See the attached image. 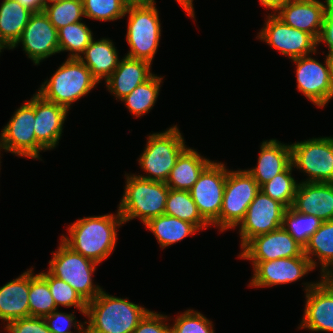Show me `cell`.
<instances>
[{
	"instance_id": "obj_34",
	"label": "cell",
	"mask_w": 333,
	"mask_h": 333,
	"mask_svg": "<svg viewBox=\"0 0 333 333\" xmlns=\"http://www.w3.org/2000/svg\"><path fill=\"white\" fill-rule=\"evenodd\" d=\"M322 220L317 216L296 212L291 207L286 209L282 227L303 247L321 226Z\"/></svg>"
},
{
	"instance_id": "obj_14",
	"label": "cell",
	"mask_w": 333,
	"mask_h": 333,
	"mask_svg": "<svg viewBox=\"0 0 333 333\" xmlns=\"http://www.w3.org/2000/svg\"><path fill=\"white\" fill-rule=\"evenodd\" d=\"M296 63L297 89L319 108L324 107L333 98L330 81L329 55L324 64L310 55L292 59Z\"/></svg>"
},
{
	"instance_id": "obj_29",
	"label": "cell",
	"mask_w": 333,
	"mask_h": 333,
	"mask_svg": "<svg viewBox=\"0 0 333 333\" xmlns=\"http://www.w3.org/2000/svg\"><path fill=\"white\" fill-rule=\"evenodd\" d=\"M304 254L315 269L316 259L321 265V273L333 263V219L322 222L304 247Z\"/></svg>"
},
{
	"instance_id": "obj_17",
	"label": "cell",
	"mask_w": 333,
	"mask_h": 333,
	"mask_svg": "<svg viewBox=\"0 0 333 333\" xmlns=\"http://www.w3.org/2000/svg\"><path fill=\"white\" fill-rule=\"evenodd\" d=\"M242 249L238 256L249 261H272L304 253V247L283 227L252 238Z\"/></svg>"
},
{
	"instance_id": "obj_7",
	"label": "cell",
	"mask_w": 333,
	"mask_h": 333,
	"mask_svg": "<svg viewBox=\"0 0 333 333\" xmlns=\"http://www.w3.org/2000/svg\"><path fill=\"white\" fill-rule=\"evenodd\" d=\"M49 261L48 273L67 282L88 303L103 289L93 284L97 263L73 251L62 240Z\"/></svg>"
},
{
	"instance_id": "obj_46",
	"label": "cell",
	"mask_w": 333,
	"mask_h": 333,
	"mask_svg": "<svg viewBox=\"0 0 333 333\" xmlns=\"http://www.w3.org/2000/svg\"><path fill=\"white\" fill-rule=\"evenodd\" d=\"M329 267L321 273V280L327 286L333 288V263Z\"/></svg>"
},
{
	"instance_id": "obj_41",
	"label": "cell",
	"mask_w": 333,
	"mask_h": 333,
	"mask_svg": "<svg viewBox=\"0 0 333 333\" xmlns=\"http://www.w3.org/2000/svg\"><path fill=\"white\" fill-rule=\"evenodd\" d=\"M7 333H51L43 317L28 316L5 324Z\"/></svg>"
},
{
	"instance_id": "obj_12",
	"label": "cell",
	"mask_w": 333,
	"mask_h": 333,
	"mask_svg": "<svg viewBox=\"0 0 333 333\" xmlns=\"http://www.w3.org/2000/svg\"><path fill=\"white\" fill-rule=\"evenodd\" d=\"M257 37L291 60L311 53L315 55L318 46L311 34L288 26L273 12L267 16Z\"/></svg>"
},
{
	"instance_id": "obj_36",
	"label": "cell",
	"mask_w": 333,
	"mask_h": 333,
	"mask_svg": "<svg viewBox=\"0 0 333 333\" xmlns=\"http://www.w3.org/2000/svg\"><path fill=\"white\" fill-rule=\"evenodd\" d=\"M44 13L58 30L69 24L82 21L84 17L82 0H62L46 5Z\"/></svg>"
},
{
	"instance_id": "obj_49",
	"label": "cell",
	"mask_w": 333,
	"mask_h": 333,
	"mask_svg": "<svg viewBox=\"0 0 333 333\" xmlns=\"http://www.w3.org/2000/svg\"><path fill=\"white\" fill-rule=\"evenodd\" d=\"M329 66H330V81L333 91V55H329Z\"/></svg>"
},
{
	"instance_id": "obj_26",
	"label": "cell",
	"mask_w": 333,
	"mask_h": 333,
	"mask_svg": "<svg viewBox=\"0 0 333 333\" xmlns=\"http://www.w3.org/2000/svg\"><path fill=\"white\" fill-rule=\"evenodd\" d=\"M211 162L212 160L187 147L178 157L165 183L170 189L189 191Z\"/></svg>"
},
{
	"instance_id": "obj_24",
	"label": "cell",
	"mask_w": 333,
	"mask_h": 333,
	"mask_svg": "<svg viewBox=\"0 0 333 333\" xmlns=\"http://www.w3.org/2000/svg\"><path fill=\"white\" fill-rule=\"evenodd\" d=\"M29 269L0 287V319L10 322L30 316Z\"/></svg>"
},
{
	"instance_id": "obj_39",
	"label": "cell",
	"mask_w": 333,
	"mask_h": 333,
	"mask_svg": "<svg viewBox=\"0 0 333 333\" xmlns=\"http://www.w3.org/2000/svg\"><path fill=\"white\" fill-rule=\"evenodd\" d=\"M170 333H215L212 321L198 311L186 310L177 316Z\"/></svg>"
},
{
	"instance_id": "obj_40",
	"label": "cell",
	"mask_w": 333,
	"mask_h": 333,
	"mask_svg": "<svg viewBox=\"0 0 333 333\" xmlns=\"http://www.w3.org/2000/svg\"><path fill=\"white\" fill-rule=\"evenodd\" d=\"M43 319L51 333H73L70 330L72 326L78 329L75 330L78 331L77 333H85L83 323L76 321L73 313L59 312L56 309L51 314L44 316Z\"/></svg>"
},
{
	"instance_id": "obj_21",
	"label": "cell",
	"mask_w": 333,
	"mask_h": 333,
	"mask_svg": "<svg viewBox=\"0 0 333 333\" xmlns=\"http://www.w3.org/2000/svg\"><path fill=\"white\" fill-rule=\"evenodd\" d=\"M296 212L317 216L320 220L333 219V183L301 182L291 207Z\"/></svg>"
},
{
	"instance_id": "obj_19",
	"label": "cell",
	"mask_w": 333,
	"mask_h": 333,
	"mask_svg": "<svg viewBox=\"0 0 333 333\" xmlns=\"http://www.w3.org/2000/svg\"><path fill=\"white\" fill-rule=\"evenodd\" d=\"M287 0L275 13L288 26L311 34L317 41L331 2L325 0Z\"/></svg>"
},
{
	"instance_id": "obj_35",
	"label": "cell",
	"mask_w": 333,
	"mask_h": 333,
	"mask_svg": "<svg viewBox=\"0 0 333 333\" xmlns=\"http://www.w3.org/2000/svg\"><path fill=\"white\" fill-rule=\"evenodd\" d=\"M292 170L293 164L291 163L283 172L260 187L261 191L283 204L287 209L292 207L299 184L292 176Z\"/></svg>"
},
{
	"instance_id": "obj_10",
	"label": "cell",
	"mask_w": 333,
	"mask_h": 333,
	"mask_svg": "<svg viewBox=\"0 0 333 333\" xmlns=\"http://www.w3.org/2000/svg\"><path fill=\"white\" fill-rule=\"evenodd\" d=\"M259 191V184L245 169L228 170L220 212V232L239 225Z\"/></svg>"
},
{
	"instance_id": "obj_51",
	"label": "cell",
	"mask_w": 333,
	"mask_h": 333,
	"mask_svg": "<svg viewBox=\"0 0 333 333\" xmlns=\"http://www.w3.org/2000/svg\"><path fill=\"white\" fill-rule=\"evenodd\" d=\"M43 1H44L45 6H46V5H49V4H52V3L60 2L62 0H43Z\"/></svg>"
},
{
	"instance_id": "obj_15",
	"label": "cell",
	"mask_w": 333,
	"mask_h": 333,
	"mask_svg": "<svg viewBox=\"0 0 333 333\" xmlns=\"http://www.w3.org/2000/svg\"><path fill=\"white\" fill-rule=\"evenodd\" d=\"M251 262L254 274L248 286L256 288L293 283L314 269L304 253L298 257Z\"/></svg>"
},
{
	"instance_id": "obj_16",
	"label": "cell",
	"mask_w": 333,
	"mask_h": 333,
	"mask_svg": "<svg viewBox=\"0 0 333 333\" xmlns=\"http://www.w3.org/2000/svg\"><path fill=\"white\" fill-rule=\"evenodd\" d=\"M22 44L23 51L35 65L49 56L59 53L58 32L43 12L33 13L20 38L11 48Z\"/></svg>"
},
{
	"instance_id": "obj_52",
	"label": "cell",
	"mask_w": 333,
	"mask_h": 333,
	"mask_svg": "<svg viewBox=\"0 0 333 333\" xmlns=\"http://www.w3.org/2000/svg\"><path fill=\"white\" fill-rule=\"evenodd\" d=\"M3 49H5V47L0 43V53L2 52Z\"/></svg>"
},
{
	"instance_id": "obj_22",
	"label": "cell",
	"mask_w": 333,
	"mask_h": 333,
	"mask_svg": "<svg viewBox=\"0 0 333 333\" xmlns=\"http://www.w3.org/2000/svg\"><path fill=\"white\" fill-rule=\"evenodd\" d=\"M150 70L149 62L124 56L105 81L106 87L116 97V100H121L154 75Z\"/></svg>"
},
{
	"instance_id": "obj_37",
	"label": "cell",
	"mask_w": 333,
	"mask_h": 333,
	"mask_svg": "<svg viewBox=\"0 0 333 333\" xmlns=\"http://www.w3.org/2000/svg\"><path fill=\"white\" fill-rule=\"evenodd\" d=\"M47 282L56 307H75L85 315L87 302L67 282L50 275L48 272L39 273Z\"/></svg>"
},
{
	"instance_id": "obj_28",
	"label": "cell",
	"mask_w": 333,
	"mask_h": 333,
	"mask_svg": "<svg viewBox=\"0 0 333 333\" xmlns=\"http://www.w3.org/2000/svg\"><path fill=\"white\" fill-rule=\"evenodd\" d=\"M144 225L163 249L200 231L194 224L166 214L152 218Z\"/></svg>"
},
{
	"instance_id": "obj_8",
	"label": "cell",
	"mask_w": 333,
	"mask_h": 333,
	"mask_svg": "<svg viewBox=\"0 0 333 333\" xmlns=\"http://www.w3.org/2000/svg\"><path fill=\"white\" fill-rule=\"evenodd\" d=\"M34 95L22 104L4 126L0 134V151L5 150L16 156L41 159L39 152L46 149L36 140Z\"/></svg>"
},
{
	"instance_id": "obj_38",
	"label": "cell",
	"mask_w": 333,
	"mask_h": 333,
	"mask_svg": "<svg viewBox=\"0 0 333 333\" xmlns=\"http://www.w3.org/2000/svg\"><path fill=\"white\" fill-rule=\"evenodd\" d=\"M84 17L114 21L125 17L127 7L120 0H82Z\"/></svg>"
},
{
	"instance_id": "obj_13",
	"label": "cell",
	"mask_w": 333,
	"mask_h": 333,
	"mask_svg": "<svg viewBox=\"0 0 333 333\" xmlns=\"http://www.w3.org/2000/svg\"><path fill=\"white\" fill-rule=\"evenodd\" d=\"M286 207L259 191L239 223L241 249L254 237L282 227Z\"/></svg>"
},
{
	"instance_id": "obj_47",
	"label": "cell",
	"mask_w": 333,
	"mask_h": 333,
	"mask_svg": "<svg viewBox=\"0 0 333 333\" xmlns=\"http://www.w3.org/2000/svg\"><path fill=\"white\" fill-rule=\"evenodd\" d=\"M127 8L145 6L156 2L155 0H120Z\"/></svg>"
},
{
	"instance_id": "obj_18",
	"label": "cell",
	"mask_w": 333,
	"mask_h": 333,
	"mask_svg": "<svg viewBox=\"0 0 333 333\" xmlns=\"http://www.w3.org/2000/svg\"><path fill=\"white\" fill-rule=\"evenodd\" d=\"M304 285L306 304L299 329L333 332V288L322 280Z\"/></svg>"
},
{
	"instance_id": "obj_4",
	"label": "cell",
	"mask_w": 333,
	"mask_h": 333,
	"mask_svg": "<svg viewBox=\"0 0 333 333\" xmlns=\"http://www.w3.org/2000/svg\"><path fill=\"white\" fill-rule=\"evenodd\" d=\"M97 84L98 81L79 59L67 58L37 93L45 100L70 110L73 102L87 95Z\"/></svg>"
},
{
	"instance_id": "obj_32",
	"label": "cell",
	"mask_w": 333,
	"mask_h": 333,
	"mask_svg": "<svg viewBox=\"0 0 333 333\" xmlns=\"http://www.w3.org/2000/svg\"><path fill=\"white\" fill-rule=\"evenodd\" d=\"M57 32L59 53L70 52L67 58L79 59L94 38L91 29L81 21L62 27Z\"/></svg>"
},
{
	"instance_id": "obj_33",
	"label": "cell",
	"mask_w": 333,
	"mask_h": 333,
	"mask_svg": "<svg viewBox=\"0 0 333 333\" xmlns=\"http://www.w3.org/2000/svg\"><path fill=\"white\" fill-rule=\"evenodd\" d=\"M29 269V309L30 316L44 317L58 309L50 292L48 282L38 273Z\"/></svg>"
},
{
	"instance_id": "obj_9",
	"label": "cell",
	"mask_w": 333,
	"mask_h": 333,
	"mask_svg": "<svg viewBox=\"0 0 333 333\" xmlns=\"http://www.w3.org/2000/svg\"><path fill=\"white\" fill-rule=\"evenodd\" d=\"M291 145L293 167L309 176L302 182L333 183V137H318Z\"/></svg>"
},
{
	"instance_id": "obj_44",
	"label": "cell",
	"mask_w": 333,
	"mask_h": 333,
	"mask_svg": "<svg viewBox=\"0 0 333 333\" xmlns=\"http://www.w3.org/2000/svg\"><path fill=\"white\" fill-rule=\"evenodd\" d=\"M22 6L26 7L33 13L44 11L45 4L43 0H17Z\"/></svg>"
},
{
	"instance_id": "obj_42",
	"label": "cell",
	"mask_w": 333,
	"mask_h": 333,
	"mask_svg": "<svg viewBox=\"0 0 333 333\" xmlns=\"http://www.w3.org/2000/svg\"><path fill=\"white\" fill-rule=\"evenodd\" d=\"M167 319H170L167 315L149 310L133 333H170V326L165 323Z\"/></svg>"
},
{
	"instance_id": "obj_20",
	"label": "cell",
	"mask_w": 333,
	"mask_h": 333,
	"mask_svg": "<svg viewBox=\"0 0 333 333\" xmlns=\"http://www.w3.org/2000/svg\"><path fill=\"white\" fill-rule=\"evenodd\" d=\"M68 109L34 94V115L36 140L46 149L56 148L63 132Z\"/></svg>"
},
{
	"instance_id": "obj_23",
	"label": "cell",
	"mask_w": 333,
	"mask_h": 333,
	"mask_svg": "<svg viewBox=\"0 0 333 333\" xmlns=\"http://www.w3.org/2000/svg\"><path fill=\"white\" fill-rule=\"evenodd\" d=\"M257 166L246 171L261 187L273 177L283 172L291 163V145L277 139L263 141L260 145Z\"/></svg>"
},
{
	"instance_id": "obj_45",
	"label": "cell",
	"mask_w": 333,
	"mask_h": 333,
	"mask_svg": "<svg viewBox=\"0 0 333 333\" xmlns=\"http://www.w3.org/2000/svg\"><path fill=\"white\" fill-rule=\"evenodd\" d=\"M259 1L263 7L272 9L275 14L287 0H259Z\"/></svg>"
},
{
	"instance_id": "obj_6",
	"label": "cell",
	"mask_w": 333,
	"mask_h": 333,
	"mask_svg": "<svg viewBox=\"0 0 333 333\" xmlns=\"http://www.w3.org/2000/svg\"><path fill=\"white\" fill-rule=\"evenodd\" d=\"M156 2L137 7H128L126 41L130 47L126 57L144 60L152 64L161 38V23Z\"/></svg>"
},
{
	"instance_id": "obj_50",
	"label": "cell",
	"mask_w": 333,
	"mask_h": 333,
	"mask_svg": "<svg viewBox=\"0 0 333 333\" xmlns=\"http://www.w3.org/2000/svg\"><path fill=\"white\" fill-rule=\"evenodd\" d=\"M189 16L192 17V18H195L193 0H189Z\"/></svg>"
},
{
	"instance_id": "obj_48",
	"label": "cell",
	"mask_w": 333,
	"mask_h": 333,
	"mask_svg": "<svg viewBox=\"0 0 333 333\" xmlns=\"http://www.w3.org/2000/svg\"><path fill=\"white\" fill-rule=\"evenodd\" d=\"M181 7L186 11L187 15H189V0H176Z\"/></svg>"
},
{
	"instance_id": "obj_27",
	"label": "cell",
	"mask_w": 333,
	"mask_h": 333,
	"mask_svg": "<svg viewBox=\"0 0 333 333\" xmlns=\"http://www.w3.org/2000/svg\"><path fill=\"white\" fill-rule=\"evenodd\" d=\"M32 14L17 0H3L0 5V43L6 49L10 50L16 44Z\"/></svg>"
},
{
	"instance_id": "obj_31",
	"label": "cell",
	"mask_w": 333,
	"mask_h": 333,
	"mask_svg": "<svg viewBox=\"0 0 333 333\" xmlns=\"http://www.w3.org/2000/svg\"><path fill=\"white\" fill-rule=\"evenodd\" d=\"M163 77L153 75L146 82L138 85L129 95H126L120 101L136 117H140L150 112L159 96L161 82Z\"/></svg>"
},
{
	"instance_id": "obj_1",
	"label": "cell",
	"mask_w": 333,
	"mask_h": 333,
	"mask_svg": "<svg viewBox=\"0 0 333 333\" xmlns=\"http://www.w3.org/2000/svg\"><path fill=\"white\" fill-rule=\"evenodd\" d=\"M124 224L117 214H105L78 219L68 228V236L61 240L76 253L81 254L97 264L109 257L115 249L117 228Z\"/></svg>"
},
{
	"instance_id": "obj_2",
	"label": "cell",
	"mask_w": 333,
	"mask_h": 333,
	"mask_svg": "<svg viewBox=\"0 0 333 333\" xmlns=\"http://www.w3.org/2000/svg\"><path fill=\"white\" fill-rule=\"evenodd\" d=\"M149 310L102 290L87 303L85 333H133Z\"/></svg>"
},
{
	"instance_id": "obj_25",
	"label": "cell",
	"mask_w": 333,
	"mask_h": 333,
	"mask_svg": "<svg viewBox=\"0 0 333 333\" xmlns=\"http://www.w3.org/2000/svg\"><path fill=\"white\" fill-rule=\"evenodd\" d=\"M116 48L113 41L108 38L96 41L93 38L79 57L98 83L103 79L106 81L117 68L120 58Z\"/></svg>"
},
{
	"instance_id": "obj_5",
	"label": "cell",
	"mask_w": 333,
	"mask_h": 333,
	"mask_svg": "<svg viewBox=\"0 0 333 333\" xmlns=\"http://www.w3.org/2000/svg\"><path fill=\"white\" fill-rule=\"evenodd\" d=\"M138 162L147 175H137L151 181L166 182L180 154L187 148L177 125L147 138Z\"/></svg>"
},
{
	"instance_id": "obj_43",
	"label": "cell",
	"mask_w": 333,
	"mask_h": 333,
	"mask_svg": "<svg viewBox=\"0 0 333 333\" xmlns=\"http://www.w3.org/2000/svg\"><path fill=\"white\" fill-rule=\"evenodd\" d=\"M325 43L328 46V55H333V3L328 7L325 16L322 31L318 39V45Z\"/></svg>"
},
{
	"instance_id": "obj_30",
	"label": "cell",
	"mask_w": 333,
	"mask_h": 333,
	"mask_svg": "<svg viewBox=\"0 0 333 333\" xmlns=\"http://www.w3.org/2000/svg\"><path fill=\"white\" fill-rule=\"evenodd\" d=\"M164 214L192 223L199 230L206 229L210 226V224L201 216L189 191L169 188Z\"/></svg>"
},
{
	"instance_id": "obj_3",
	"label": "cell",
	"mask_w": 333,
	"mask_h": 333,
	"mask_svg": "<svg viewBox=\"0 0 333 333\" xmlns=\"http://www.w3.org/2000/svg\"><path fill=\"white\" fill-rule=\"evenodd\" d=\"M126 186L118 211L123 223L139 218L143 224L165 213L169 187L165 182L151 181L125 174Z\"/></svg>"
},
{
	"instance_id": "obj_11",
	"label": "cell",
	"mask_w": 333,
	"mask_h": 333,
	"mask_svg": "<svg viewBox=\"0 0 333 333\" xmlns=\"http://www.w3.org/2000/svg\"><path fill=\"white\" fill-rule=\"evenodd\" d=\"M228 169L222 162L212 161L189 190L201 216L220 228V212Z\"/></svg>"
}]
</instances>
